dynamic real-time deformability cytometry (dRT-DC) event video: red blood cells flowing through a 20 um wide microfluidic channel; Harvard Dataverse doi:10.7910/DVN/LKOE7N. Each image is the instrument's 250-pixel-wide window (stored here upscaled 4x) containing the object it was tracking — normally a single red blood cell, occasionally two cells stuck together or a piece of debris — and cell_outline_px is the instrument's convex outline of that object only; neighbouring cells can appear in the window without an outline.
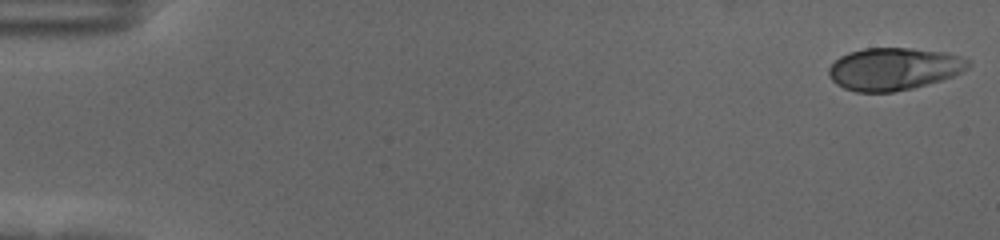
{"species": "human", "species_latin": "Homo sapiens", "temperature_condition": "cold", "stored_images_in_passage": 56, "camera_frame_rate_fps": 3000, "um_per_image_px": 0.085, "donor": {"sex": "female"}, "frame": {"image": 1, "passage_image": 1, "time_ms": 0.0, "image_size_px": [1000, 240], "cell_outline_px": [[972, 64], [968, 68], [952, 76], [940, 80], [912, 88], [892, 92], [856, 92], [844, 88], [836, 84], [828, 76], [828, 68], [840, 56], [848, 52], [864, 48], [912, 48], [948, 52], [972, 60]], "centroid_in_image_um": [75.98, 5.84], "position_along_channel_um": 9.0, "area_um2": 34.68}}
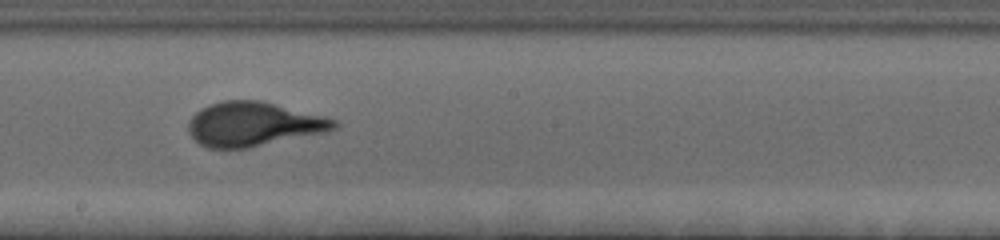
{"frame": {"image": 2, "passage_image": 32, "time_ms": 10.333, "image_size_px": [1000, 240], "cell_outline_px": [[340, 124], [336, 128], [324, 132], [248, 148], [208, 148], [200, 144], [188, 132], [188, 120], [200, 108], [224, 100], [260, 100], [324, 116], [336, 120]], "centroid_in_image_um": [21.52, 10.55], "position_along_channel_um": 226.7, "area_um2": 37.34}}
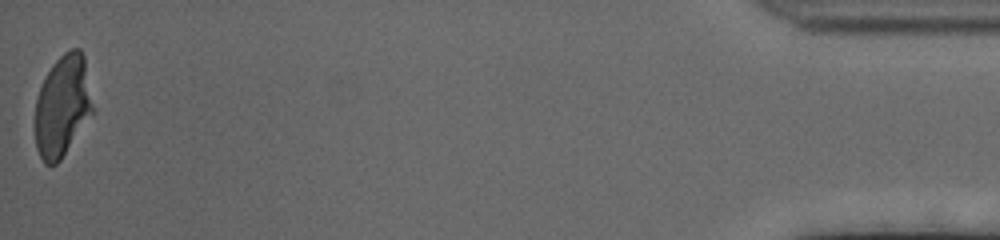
{"frame": {"image": 3, "passage_image": 56, "time_ms": 18.333, "image_size_px": [1000, 240], "cell_outline_px": [[96, 112], [60, 160], [56, 164], [44, 164], [36, 148], [36, 100], [40, 88], [52, 64], [64, 52], [72, 48], [80, 48], [84, 56], [96, 108]], "centroid_in_image_um": [5.38, 9.0], "position_along_channel_um": 429.8, "area_um2": 34.68}, "authors_computed_cell_mechanics": {"area_um2": 35.7204, "velocity_mm_per_s": 3.621, "shape_relaxation_time_tau1_ms": 3.379, "shape_relaxation_time_tau2_ms": null, "deformation_change_tau1": 0.1758, "deformation_change_tau2": null}}